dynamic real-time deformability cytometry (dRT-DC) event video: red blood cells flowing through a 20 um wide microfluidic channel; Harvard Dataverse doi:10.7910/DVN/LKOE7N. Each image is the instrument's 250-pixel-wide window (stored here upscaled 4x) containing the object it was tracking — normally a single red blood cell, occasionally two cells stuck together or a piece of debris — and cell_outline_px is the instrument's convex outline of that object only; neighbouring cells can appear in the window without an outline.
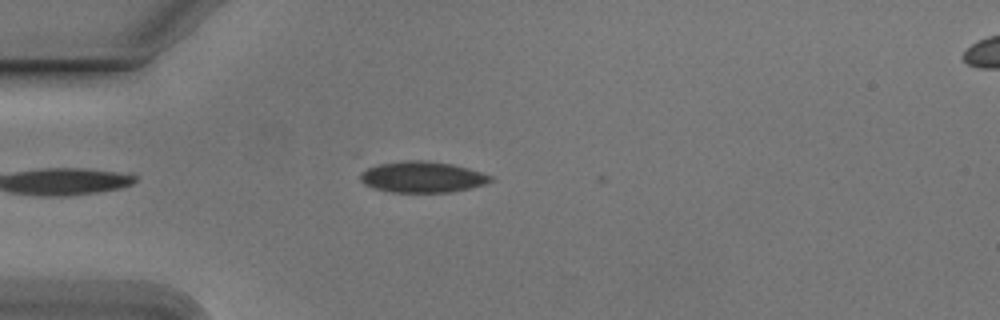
{"species": "Egyptian fruit bat (a non-hibernating species)", "species_latin": "Rousettus aegyptiacus", "temperature_condition": "cold", "stored_images_in_passage": 4, "camera_frame_rate_fps": 3000, "um_per_image_px": 0.085, "animal": {"sex": "male"}, "frame": {"image": 1, "passage_image": 2, "time_ms": 0.333, "image_size_px": [1000, 320], "cell_outline_px": [[492, 180], [484, 184], [452, 192], [392, 192], [372, 188], [364, 184], [360, 180], [360, 172], [368, 168], [380, 164], [408, 160], [428, 160], [452, 164], [468, 168], [492, 176]], "centroid_in_image_um": [35.87, 15.04], "position_along_channel_um": 49.1, "area_um2": 23.47}}